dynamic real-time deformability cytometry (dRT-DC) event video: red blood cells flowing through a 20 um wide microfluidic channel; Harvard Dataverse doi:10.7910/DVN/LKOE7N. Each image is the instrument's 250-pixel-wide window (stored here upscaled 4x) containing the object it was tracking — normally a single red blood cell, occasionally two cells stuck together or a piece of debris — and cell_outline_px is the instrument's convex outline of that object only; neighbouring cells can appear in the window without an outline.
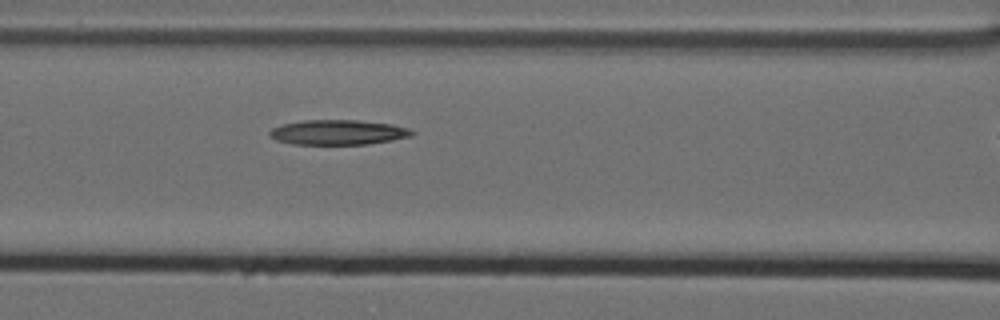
{"species": "Egyptian fruit bat (a non-hibernating species)", "species_latin": "Rousettus aegyptiacus", "temperature_condition": "cold", "stored_images_in_passage": 7, "segment_of_instrument_passage": [1, 2], "camera_frame_rate_fps": 3000, "um_per_image_px": 0.085, "animal": {"sex": "female"}, "frame": {"image": 1, "passage_image": 6, "time_ms": 1.667, "image_size_px": [1000, 320], "cell_outline_px": [[416, 132], [412, 136], [392, 140], [368, 144], [292, 144], [276, 140], [268, 136], [268, 132], [272, 128], [280, 124], [304, 120], [360, 120], [392, 124], [408, 128]], "centroid_in_image_um": [28.72, 11.24], "position_along_channel_um": 137.9, "area_um2": 20.87}}